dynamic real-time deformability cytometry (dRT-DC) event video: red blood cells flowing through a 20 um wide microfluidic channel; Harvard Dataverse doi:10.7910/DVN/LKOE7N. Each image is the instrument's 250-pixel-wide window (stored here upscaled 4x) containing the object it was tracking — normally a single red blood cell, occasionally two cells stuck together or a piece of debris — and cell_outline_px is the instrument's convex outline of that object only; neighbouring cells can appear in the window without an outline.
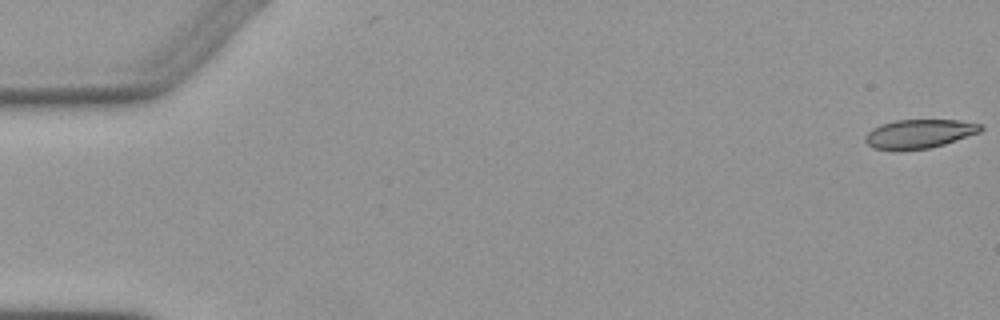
{"species": "Egyptian fruit bat (a non-hibernating species)", "species_latin": "Rousettus aegyptiacus", "temperature_condition": "warm", "stored_images_in_passage": 4, "camera_frame_rate_fps": 3000, "um_per_image_px": 0.085, "animal": {"sex": "female"}, "frame": {"image": 1, "passage_image": 1, "time_ms": 0.0, "image_size_px": [1000, 320], "cell_outline_px": [[984, 128], [980, 132], [944, 144], [928, 148], [900, 152], [896, 152], [872, 148], [864, 140], [864, 136], [872, 128], [880, 124], [896, 120], [956, 120], [984, 124]], "centroid_in_image_um": [78.09, 11.39], "position_along_channel_um": 6.9, "area_um2": 19.88}}
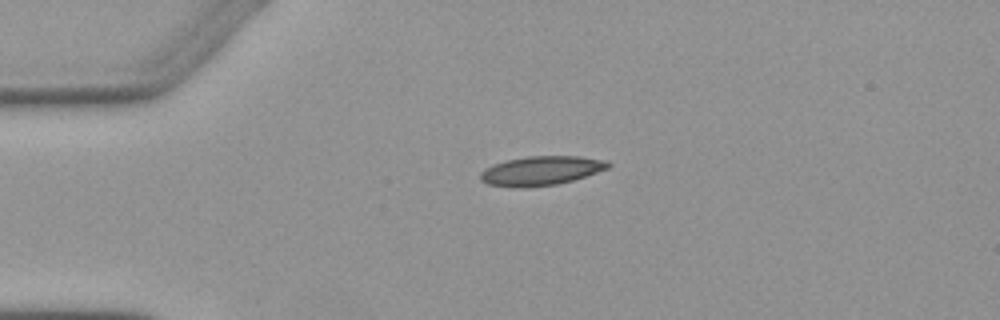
{"frame": {"image": 2, "passage_image": 3, "time_ms": 4.0, "image_size_px": [1000, 320], "cell_outline_px": [[612, 164], [608, 168], [572, 180], [556, 184], [524, 188], [488, 184], [480, 180], [480, 172], [484, 168], [492, 164], [508, 160], [528, 156], [580, 156], [608, 160]], "centroid_in_image_um": [45.98, 14.5], "position_along_channel_um": 39.0, "area_um2": 21.68}}